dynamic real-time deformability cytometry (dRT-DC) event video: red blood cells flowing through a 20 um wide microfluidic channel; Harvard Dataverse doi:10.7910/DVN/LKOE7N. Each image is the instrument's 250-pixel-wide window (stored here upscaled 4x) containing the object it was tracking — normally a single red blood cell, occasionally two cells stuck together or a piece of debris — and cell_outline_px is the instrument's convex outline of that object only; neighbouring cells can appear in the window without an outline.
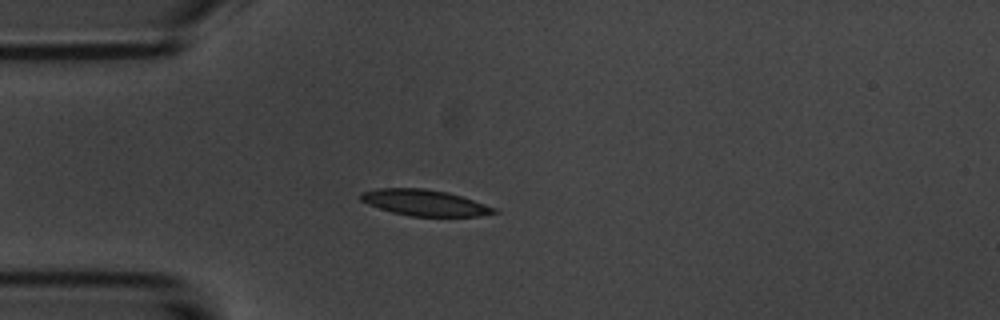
{"species": "common noctule bat (a hibernating species)", "species_latin": "Nyctalus noctula", "temperature_condition": "room temperature", "stored_images_in_passage": 4, "camera_frame_rate_fps": 3000, "um_per_image_px": 0.085, "animal": {"sex": "male", "body_mass_g": 20.1, "forearm_length_mm": 53.5}, "frame": {"image": 1, "passage_image": 3, "time_ms": 2.333, "image_size_px": [1000, 320], "cell_outline_px": [[500, 212], [480, 216], [408, 216], [392, 212], [368, 204], [360, 200], [360, 192], [376, 188], [424, 188], [448, 192], [496, 208]], "centroid_in_image_um": [36.07, 17.23], "position_along_channel_um": 48.9, "area_um2": 20.23}}